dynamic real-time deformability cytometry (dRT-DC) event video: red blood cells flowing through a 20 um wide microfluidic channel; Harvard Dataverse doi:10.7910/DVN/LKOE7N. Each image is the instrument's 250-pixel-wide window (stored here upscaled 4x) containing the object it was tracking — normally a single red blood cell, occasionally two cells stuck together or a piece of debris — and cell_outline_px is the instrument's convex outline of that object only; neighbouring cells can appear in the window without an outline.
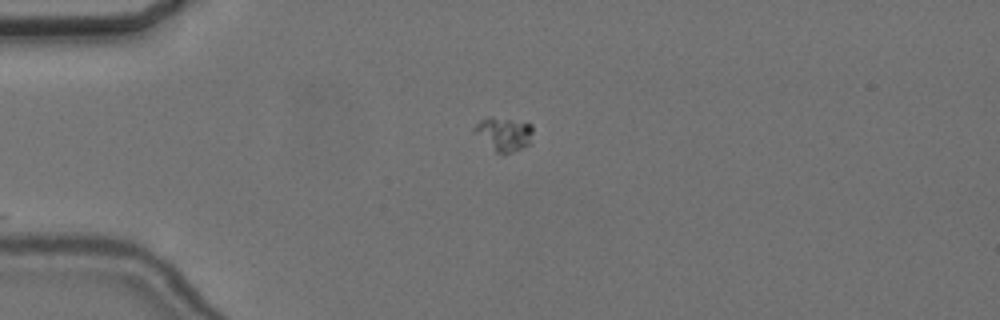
{"species": "common noctule bat (a hibernating species)", "species_latin": "Nyctalus noctula", "temperature_condition": "cold", "stored_images_in_passage": 3, "camera_frame_rate_fps": 3000, "um_per_image_px": 0.085, "animal": {"sex": "female", "body_mass_g": 24.6, "forearm_length_mm": 56.2}, "frame": {"image": 1, "passage_image": 1, "time_ms": 0.0, "image_size_px": [1000, 320], "cell_outline_px": [[532, 144], [512, 152], [496, 152], [472, 132], [472, 128], [480, 120], [488, 116], [492, 116], [532, 124]], "centroid_in_image_um": [42.82, 11.37], "position_along_channel_um": 42.2, "area_um2": 11.56}}